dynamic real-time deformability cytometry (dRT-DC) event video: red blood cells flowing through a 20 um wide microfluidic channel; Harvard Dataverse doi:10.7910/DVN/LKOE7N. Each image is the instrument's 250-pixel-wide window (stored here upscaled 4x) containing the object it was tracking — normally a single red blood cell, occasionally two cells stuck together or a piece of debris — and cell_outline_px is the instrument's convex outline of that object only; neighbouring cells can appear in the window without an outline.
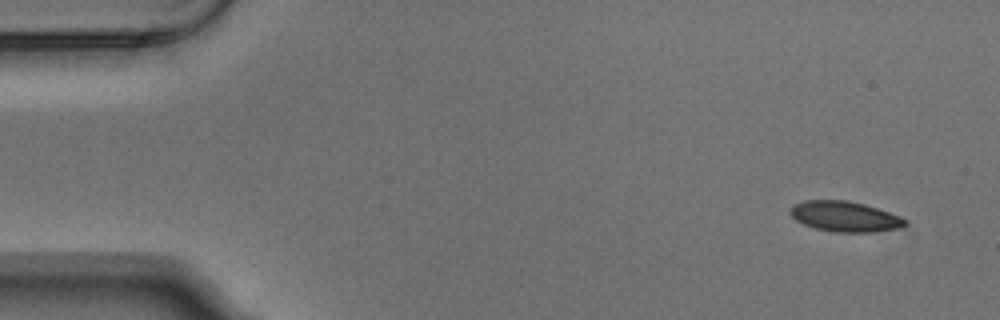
{"species": "Egyptian fruit bat (a non-hibernating species)", "species_latin": "Rousettus aegyptiacus", "temperature_condition": "warm", "stored_images_in_passage": 5, "camera_frame_rate_fps": 3000, "um_per_image_px": 0.085, "animal": {"sex": "male"}, "frame": {"image": 1, "passage_image": 1, "time_ms": 0.0, "image_size_px": [1000, 320], "cell_outline_px": [[908, 224], [900, 228], [872, 232], [836, 232], [816, 228], [804, 224], [796, 220], [788, 212], [788, 208], [792, 204], [804, 200], [844, 200], [864, 204], [900, 216]], "centroid_in_image_um": [71.76, 18.39], "position_along_channel_um": 13.2, "area_um2": 20.29}}
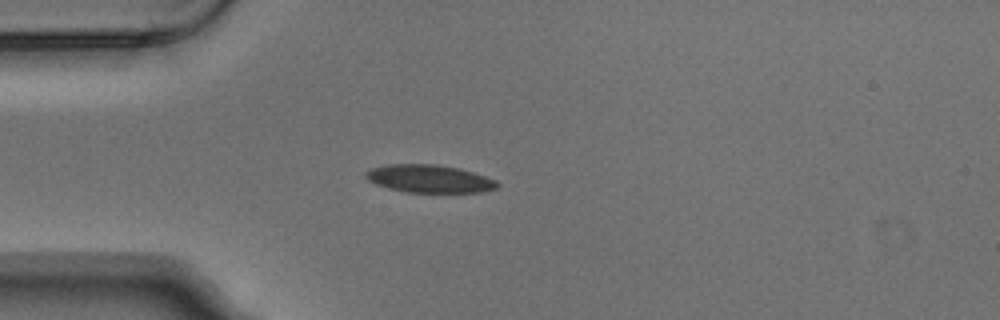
{"frame": {"image": 2, "passage_image": 4, "time_ms": 1.0, "image_size_px": [1000, 320], "cell_outline_px": [[500, 184], [496, 188], [480, 192], [408, 192], [388, 188], [376, 184], [368, 180], [364, 176], [364, 172], [372, 168], [388, 164], [436, 164], [460, 168], [496, 180]], "centroid_in_image_um": [36.47, 15.18], "position_along_channel_um": 48.5, "area_um2": 21.27}}